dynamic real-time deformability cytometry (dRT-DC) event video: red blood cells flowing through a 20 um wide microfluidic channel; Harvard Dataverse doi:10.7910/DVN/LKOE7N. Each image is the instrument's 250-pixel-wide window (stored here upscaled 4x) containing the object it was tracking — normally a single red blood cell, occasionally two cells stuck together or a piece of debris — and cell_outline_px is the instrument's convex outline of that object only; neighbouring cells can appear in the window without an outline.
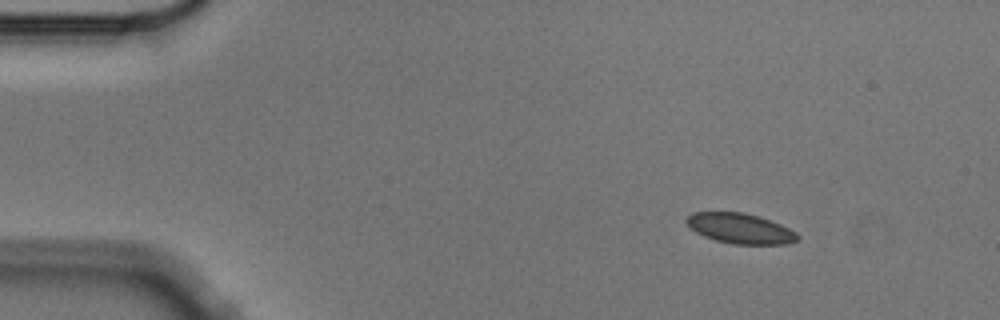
{"species": "Egyptian fruit bat (a non-hibernating species)", "species_latin": "Rousettus aegyptiacus", "temperature_condition": "cold", "stored_images_in_passage": 4, "camera_frame_rate_fps": 3000, "um_per_image_px": 0.085, "animal": {"sex": "male"}, "frame": {"image": 1, "passage_image": 1, "time_ms": 0.0, "image_size_px": [1000, 320], "cell_outline_px": [[800, 236], [796, 240], [788, 244], [732, 244], [716, 240], [704, 236], [696, 232], [684, 220], [692, 212], [744, 212], [760, 216], [780, 224], [796, 232]], "centroid_in_image_um": [62.92, 19.41], "position_along_channel_um": 22.1, "area_um2": 19.54}}
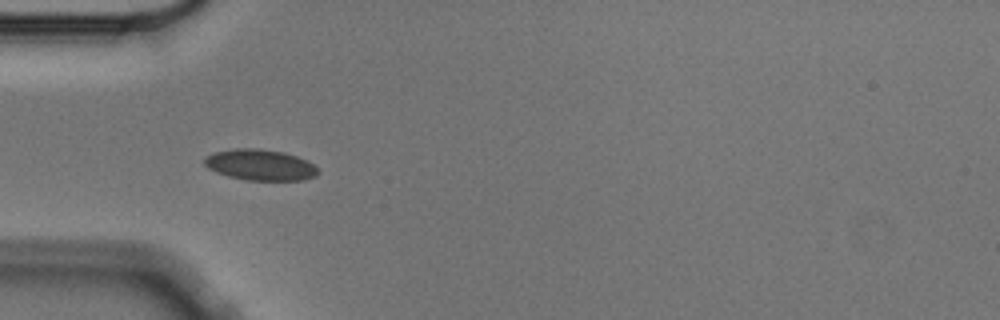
{"frame": {"image": 2, "passage_image": 3, "time_ms": 0.667, "image_size_px": [1000, 320], "cell_outline_px": [[320, 172], [316, 176], [304, 180], [244, 180], [228, 176], [216, 172], [208, 168], [204, 164], [204, 156], [212, 152], [236, 148], [260, 148], [284, 152], [296, 156], [312, 164]], "centroid_in_image_um": [22.07, 14.01], "position_along_channel_um": 62.9, "area_um2": 20.63}}
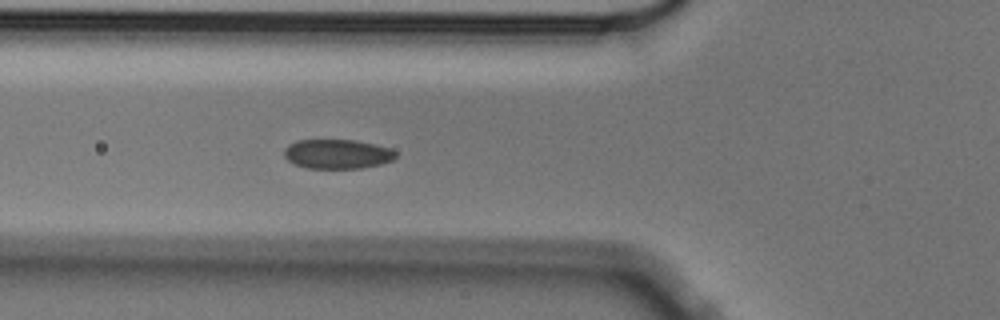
{"frame": {"image": 3, "passage_image": 4, "time_ms": 1.0, "image_size_px": [1000, 320], "cell_outline_px": [[396, 156], [392, 160], [380, 164], [360, 168], [308, 168], [296, 164], [288, 160], [284, 156], [284, 148], [288, 144], [296, 140], [356, 140], [376, 144], [388, 148], [396, 152]], "centroid_in_image_um": [28.65, 13.08], "position_along_channel_um": 97.1, "area_um2": 19.07}}